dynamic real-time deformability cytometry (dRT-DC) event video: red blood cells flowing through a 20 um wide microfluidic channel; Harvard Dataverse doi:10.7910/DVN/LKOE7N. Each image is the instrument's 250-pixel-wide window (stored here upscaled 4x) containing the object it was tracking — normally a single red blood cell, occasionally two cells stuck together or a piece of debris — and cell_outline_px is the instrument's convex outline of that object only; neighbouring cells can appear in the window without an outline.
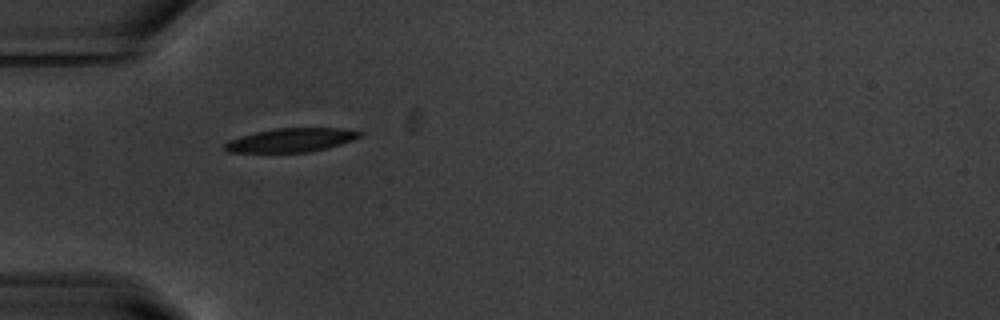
{"species": "common noctule bat (a hibernating species)", "species_latin": "Nyctalus noctula", "temperature_condition": "warm", "stored_images_in_passage": 39, "camera_frame_rate_fps": 3000, "um_per_image_px": 0.085, "animal": {"sex": "male", "body_mass_g": 20.1, "forearm_length_mm": 53.5}, "frame": {"image": 1, "passage_image": 1, "time_ms": 0.0, "image_size_px": [1000, 320], "cell_outline_px": [[364, 136], [328, 148], [308, 152], [228, 152], [224, 148], [224, 144], [228, 140], [240, 136], [256, 132], [276, 128], [340, 128], [364, 132]], "centroid_in_image_um": [24.77, 11.9], "position_along_channel_um": 60.2, "area_um2": 18.73}}
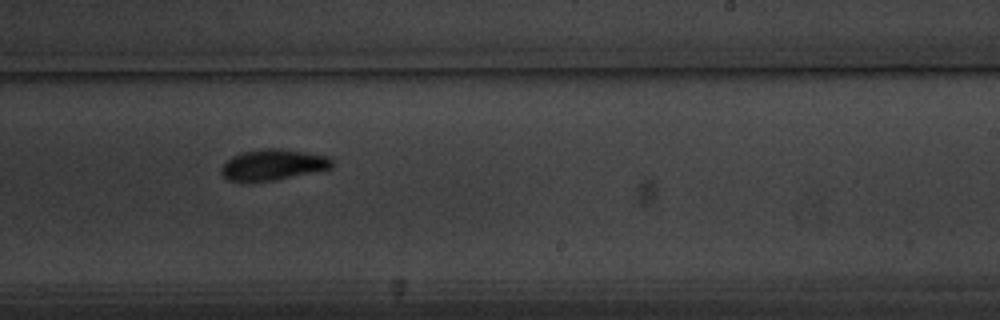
{"frame": {"image": 2, "passage_image": 18, "time_ms": 5.667, "image_size_px": [1000, 320], "cell_outline_px": [[332, 168], [276, 180], [228, 180], [220, 172], [220, 168], [232, 156], [244, 152], [264, 148], [280, 148], [328, 156], [332, 160]], "centroid_in_image_um": [23.22, 13.99], "position_along_channel_um": 265.8, "area_um2": 19.54}}
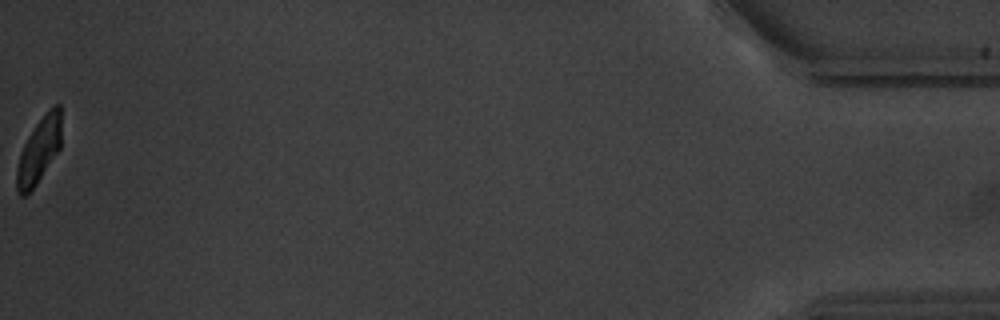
{"frame": {"image": 3, "passage_image": 39, "time_ms": 12.667, "image_size_px": [1000, 320], "cell_outline_px": [[60, 148], [36, 184], [24, 196], [20, 196], [16, 192], [16, 168], [24, 144], [28, 136], [36, 124], [48, 108], [52, 104], [60, 104]], "centroid_in_image_um": [3.3, 12.77], "position_along_channel_um": 431.9, "area_um2": 16.82}, "authors_computed_cell_mechanics": {"area_um2": 19.4786, "velocity_mm_per_s": 3.6941, "shape_relaxation_time_tau1_ms": 2.5789, "shape_relaxation_time_tau2_ms": 3.2609, "deformation_change_tau1": 0.1319, "deformation_change_tau2": 0.0799}}